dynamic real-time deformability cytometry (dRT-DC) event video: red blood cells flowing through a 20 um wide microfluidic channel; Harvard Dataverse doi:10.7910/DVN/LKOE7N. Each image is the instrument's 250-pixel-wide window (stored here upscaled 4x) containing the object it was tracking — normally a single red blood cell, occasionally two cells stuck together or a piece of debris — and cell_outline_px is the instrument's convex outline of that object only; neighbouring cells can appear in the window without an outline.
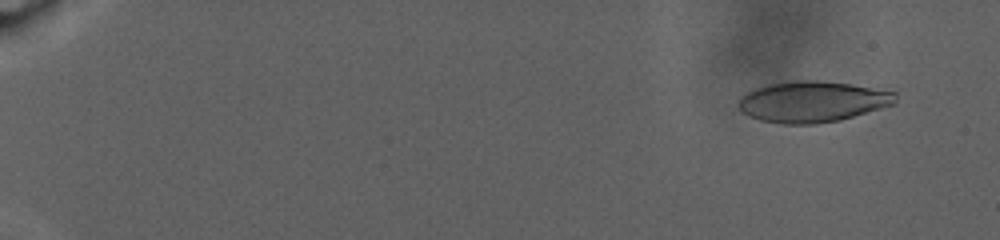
{"species": "human", "species_latin": "Homo sapiens", "temperature_condition": "warm", "stored_images_in_passage": 102, "camera_frame_rate_fps": 3000, "um_per_image_px": 0.085, "donor": {"sex": "male"}, "frame": {"image": 1, "passage_image": 9, "time_ms": 2.667, "image_size_px": [1000, 240], "cell_outline_px": [[896, 104], [840, 120], [812, 124], [784, 124], [760, 120], [748, 116], [740, 112], [740, 100], [748, 92], [756, 88], [768, 84], [796, 80], [816, 80], [848, 84], [896, 92]], "centroid_in_image_um": [69.07, 8.65], "position_along_channel_um": 15.9, "area_um2": 37.22}}
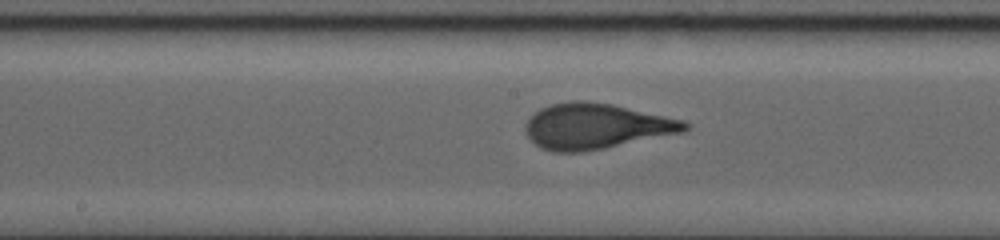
{"frame": {"image": 2, "passage_image": 60, "time_ms": 19.667, "image_size_px": [1000, 240], "cell_outline_px": [[688, 128], [684, 132], [604, 148], [580, 152], [552, 152], [540, 148], [524, 132], [524, 128], [528, 120], [540, 108], [552, 104], [572, 100], [580, 100], [612, 104], [684, 120], [688, 124]], "centroid_in_image_um": [50.64, 10.73], "position_along_channel_um": 197.6, "area_um2": 42.08}}
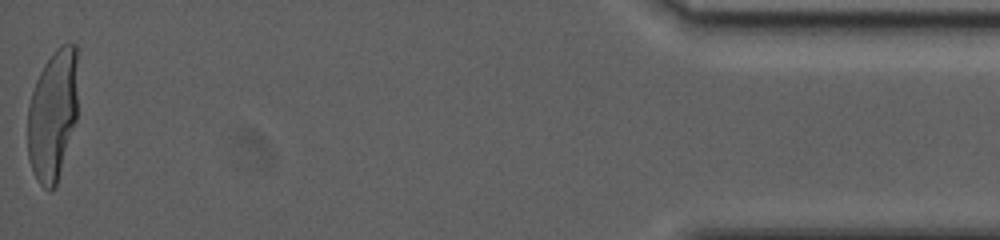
{"frame": {"image": 3, "passage_image": 102, "time_ms": 33.667, "image_size_px": [1000, 240], "cell_outline_px": [[76, 120], [56, 188], [48, 192], [40, 184], [28, 160], [28, 104], [36, 80], [44, 64], [56, 48], [60, 44], [76, 44]], "centroid_in_image_um": [4.47, 9.81], "position_along_channel_um": 430.7, "area_um2": 38.26}, "authors_computed_cell_mechanics": {"area_um2": 39.5063, "velocity_mm_per_s": 2.1894, "shape_relaxation_time_tau1_ms": 8.6475, "shape_relaxation_time_tau2_ms": null, "deformation_change_tau1": 0.2665, "deformation_change_tau2": null}}